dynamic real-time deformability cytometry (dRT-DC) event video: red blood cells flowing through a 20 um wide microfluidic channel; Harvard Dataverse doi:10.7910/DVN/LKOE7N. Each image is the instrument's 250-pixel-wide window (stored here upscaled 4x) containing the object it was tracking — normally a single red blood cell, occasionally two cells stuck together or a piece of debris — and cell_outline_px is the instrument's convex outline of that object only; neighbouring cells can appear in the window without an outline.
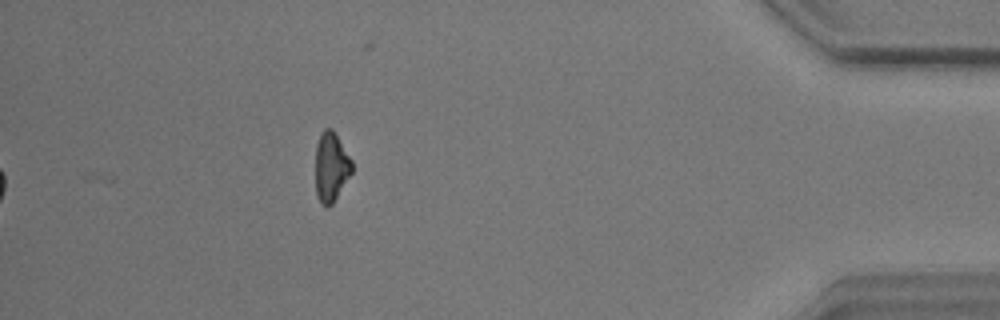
{"species": "common noctule bat (a hibernating species)", "species_latin": "Nyctalus noctula", "temperature_condition": "warm", "stored_images_in_passage": 43, "camera_frame_rate_fps": 3000, "um_per_image_px": 0.085, "animal": {"sex": "male", "body_mass_g": 17.9}, "frame": {"image": 1, "passage_image": 43, "time_ms": 14.0, "image_size_px": [1000, 320], "cell_outline_px": [[352, 172], [332, 204], [320, 204], [316, 196], [316, 144], [320, 132], [324, 128], [332, 128], [352, 160]], "centroid_in_image_um": [28.13, 14.15], "position_along_channel_um": 407.1, "area_um2": 14.68}}